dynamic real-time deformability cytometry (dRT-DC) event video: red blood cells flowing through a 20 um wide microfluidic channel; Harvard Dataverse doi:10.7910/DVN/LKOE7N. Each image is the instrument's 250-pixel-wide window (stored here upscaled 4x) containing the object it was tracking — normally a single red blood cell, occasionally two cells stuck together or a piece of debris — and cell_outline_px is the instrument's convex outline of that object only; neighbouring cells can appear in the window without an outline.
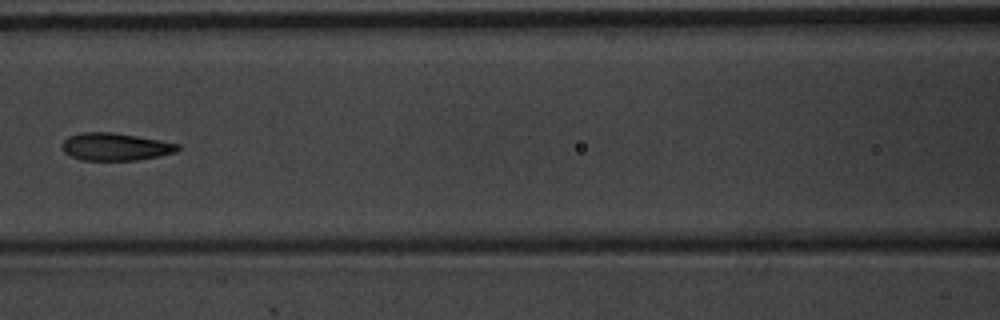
{"species": "common noctule bat (a hibernating species)", "species_latin": "Nyctalus noctula", "temperature_condition": "warm", "stored_images_in_passage": 7, "camera_frame_rate_fps": 3000, "um_per_image_px": 0.085, "animal": {"sex": "male", "body_mass_g": 20.1, "forearm_length_mm": 53.5}, "frame": {"image": 1, "passage_image": 6, "time_ms": 1.667, "image_size_px": [1000, 320], "cell_outline_px": [[180, 148], [176, 152], [160, 156], [136, 160], [80, 160], [64, 152], [60, 148], [60, 144], [68, 136], [80, 132], [112, 132], [160, 140], [180, 144]], "centroid_in_image_um": [9.78, 12.47], "position_along_channel_um": 156.8, "area_um2": 18.73}}
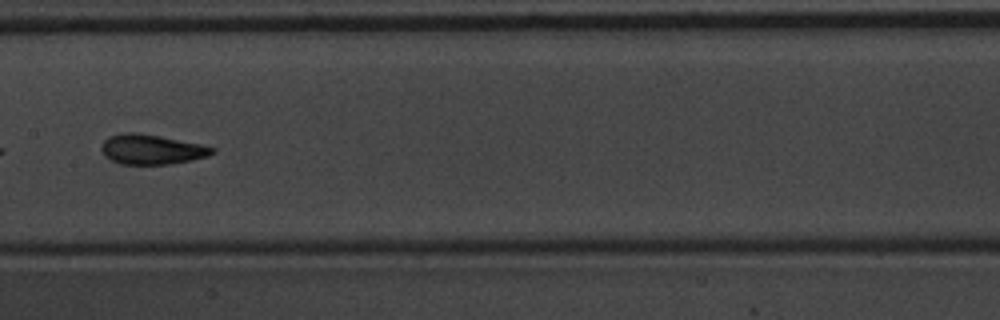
{"frame": {"image": 2, "passage_image": 7, "time_ms": 2.0, "image_size_px": [1000, 320], "cell_outline_px": [[216, 152], [208, 156], [192, 160], [168, 164], [120, 164], [104, 156], [100, 148], [104, 140], [108, 136], [120, 132], [136, 132], [160, 136], [200, 144], [216, 148]], "centroid_in_image_um": [12.86, 12.69], "position_along_channel_um": 194.5, "area_um2": 19.42}}